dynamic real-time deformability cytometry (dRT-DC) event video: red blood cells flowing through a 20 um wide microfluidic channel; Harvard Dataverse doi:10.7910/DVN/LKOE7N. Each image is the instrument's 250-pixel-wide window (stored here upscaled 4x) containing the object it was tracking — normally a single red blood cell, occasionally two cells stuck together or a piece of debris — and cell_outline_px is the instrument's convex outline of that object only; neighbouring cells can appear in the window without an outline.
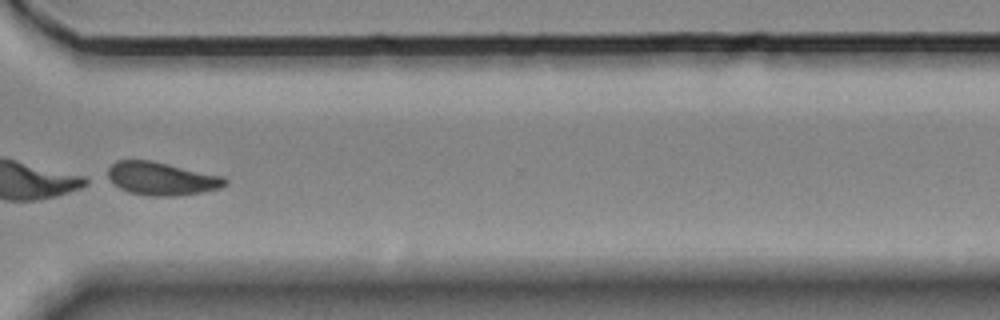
{"species": "Egyptian fruit bat (a non-hibernating species)", "species_latin": "Rousettus aegyptiacus", "temperature_condition": "room temperature", "stored_images_in_passage": 42, "camera_frame_rate_fps": 3000, "um_per_image_px": 0.085, "animal": {"sex": "female"}, "frame": {"image": 1, "passage_image": 32, "time_ms": 10.333, "image_size_px": [1000, 320], "cell_outline_px": [[228, 184], [220, 188], [204, 192], [176, 196], [152, 196], [128, 192], [120, 188], [108, 176], [108, 168], [116, 160], [152, 160], [224, 176], [228, 180]], "centroid_in_image_um": [13.79, 15.18], "position_along_channel_um": 356.8, "area_um2": 22.72}}